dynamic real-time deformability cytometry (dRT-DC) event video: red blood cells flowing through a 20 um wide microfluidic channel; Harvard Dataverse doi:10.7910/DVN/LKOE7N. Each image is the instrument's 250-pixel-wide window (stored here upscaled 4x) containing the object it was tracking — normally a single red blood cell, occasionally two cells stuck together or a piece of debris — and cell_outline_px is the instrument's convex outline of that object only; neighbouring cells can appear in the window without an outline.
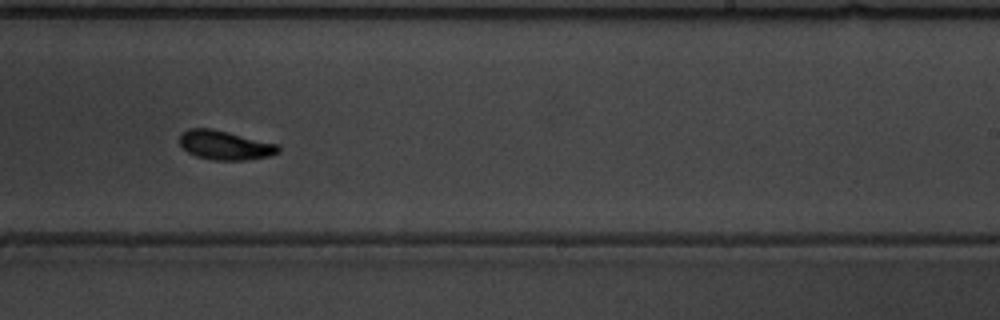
{"species": "common noctule bat (a hibernating species)", "species_latin": "Nyctalus noctula", "temperature_condition": "warm", "stored_images_in_passage": 32, "camera_frame_rate_fps": 3000, "um_per_image_px": 0.085, "animal": {"sex": "male", "body_mass_g": 19.5, "forearm_length_mm": 54.6}, "frame": {"image": 1, "passage_image": 19, "time_ms": 6.0, "image_size_px": [1000, 320], "cell_outline_px": [[280, 152], [268, 156], [244, 160], [212, 160], [196, 156], [188, 152], [180, 144], [180, 132], [188, 128], [212, 128], [280, 144]], "centroid_in_image_um": [19.13, 12.33], "position_along_channel_um": 269.9, "area_um2": 16.94}, "authors_computed_cell_mechanics": {"area_um2": 16.8487, "velocity_mm_per_s": 3.6826, "shape_relaxation_time_tau1_ms": 2.9985, "shape_relaxation_time_tau2_ms": 1.91, "deformation_change_tau1": 0.1649, "deformation_change_tau2": 0.0676}}